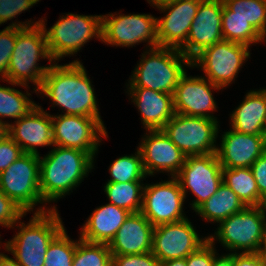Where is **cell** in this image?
Returning a JSON list of instances; mask_svg holds the SVG:
<instances>
[{
	"mask_svg": "<svg viewBox=\"0 0 266 266\" xmlns=\"http://www.w3.org/2000/svg\"><path fill=\"white\" fill-rule=\"evenodd\" d=\"M39 93L50 98L54 105L66 111V115L94 117L101 122L95 91L80 61L69 64L51 63L43 78Z\"/></svg>",
	"mask_w": 266,
	"mask_h": 266,
	"instance_id": "obj_1",
	"label": "cell"
},
{
	"mask_svg": "<svg viewBox=\"0 0 266 266\" xmlns=\"http://www.w3.org/2000/svg\"><path fill=\"white\" fill-rule=\"evenodd\" d=\"M53 148L46 156H39V188L45 204L69 194L94 166V158L85 151L62 146Z\"/></svg>",
	"mask_w": 266,
	"mask_h": 266,
	"instance_id": "obj_2",
	"label": "cell"
},
{
	"mask_svg": "<svg viewBox=\"0 0 266 266\" xmlns=\"http://www.w3.org/2000/svg\"><path fill=\"white\" fill-rule=\"evenodd\" d=\"M37 209L29 223L17 224L20 231L4 244L20 266H44L49 244L64 229L56 206Z\"/></svg>",
	"mask_w": 266,
	"mask_h": 266,
	"instance_id": "obj_3",
	"label": "cell"
},
{
	"mask_svg": "<svg viewBox=\"0 0 266 266\" xmlns=\"http://www.w3.org/2000/svg\"><path fill=\"white\" fill-rule=\"evenodd\" d=\"M50 60L45 32L41 24L19 28L7 74L1 78L11 85L27 87L30 82L35 85V93L41 87L49 66H39V58ZM30 80V81H29Z\"/></svg>",
	"mask_w": 266,
	"mask_h": 266,
	"instance_id": "obj_4",
	"label": "cell"
},
{
	"mask_svg": "<svg viewBox=\"0 0 266 266\" xmlns=\"http://www.w3.org/2000/svg\"><path fill=\"white\" fill-rule=\"evenodd\" d=\"M144 53L128 87L148 88L174 95L180 77L186 72L184 67H191V60L174 48L156 47Z\"/></svg>",
	"mask_w": 266,
	"mask_h": 266,
	"instance_id": "obj_5",
	"label": "cell"
},
{
	"mask_svg": "<svg viewBox=\"0 0 266 266\" xmlns=\"http://www.w3.org/2000/svg\"><path fill=\"white\" fill-rule=\"evenodd\" d=\"M266 227V206H246L219 222L214 236L208 240L215 244V239L226 249L237 253H257ZM216 235V236H215ZM235 251V252H234Z\"/></svg>",
	"mask_w": 266,
	"mask_h": 266,
	"instance_id": "obj_6",
	"label": "cell"
},
{
	"mask_svg": "<svg viewBox=\"0 0 266 266\" xmlns=\"http://www.w3.org/2000/svg\"><path fill=\"white\" fill-rule=\"evenodd\" d=\"M101 16L68 13L48 30L44 19H40L52 61L74 55L93 37L101 40Z\"/></svg>",
	"mask_w": 266,
	"mask_h": 266,
	"instance_id": "obj_7",
	"label": "cell"
},
{
	"mask_svg": "<svg viewBox=\"0 0 266 266\" xmlns=\"http://www.w3.org/2000/svg\"><path fill=\"white\" fill-rule=\"evenodd\" d=\"M218 126L215 119L175 113L162 130L185 156H196L216 153Z\"/></svg>",
	"mask_w": 266,
	"mask_h": 266,
	"instance_id": "obj_8",
	"label": "cell"
},
{
	"mask_svg": "<svg viewBox=\"0 0 266 266\" xmlns=\"http://www.w3.org/2000/svg\"><path fill=\"white\" fill-rule=\"evenodd\" d=\"M40 159L38 155L24 153L7 169L0 172V190L26 212L43 204L39 188Z\"/></svg>",
	"mask_w": 266,
	"mask_h": 266,
	"instance_id": "obj_9",
	"label": "cell"
},
{
	"mask_svg": "<svg viewBox=\"0 0 266 266\" xmlns=\"http://www.w3.org/2000/svg\"><path fill=\"white\" fill-rule=\"evenodd\" d=\"M248 49L247 45L222 40L200 52L191 61V67H202L206 79L223 89L235 80L246 59L250 58Z\"/></svg>",
	"mask_w": 266,
	"mask_h": 266,
	"instance_id": "obj_10",
	"label": "cell"
},
{
	"mask_svg": "<svg viewBox=\"0 0 266 266\" xmlns=\"http://www.w3.org/2000/svg\"><path fill=\"white\" fill-rule=\"evenodd\" d=\"M118 15L115 13L101 16L102 42L122 47L148 42L150 49L159 47L156 17L150 14Z\"/></svg>",
	"mask_w": 266,
	"mask_h": 266,
	"instance_id": "obj_11",
	"label": "cell"
},
{
	"mask_svg": "<svg viewBox=\"0 0 266 266\" xmlns=\"http://www.w3.org/2000/svg\"><path fill=\"white\" fill-rule=\"evenodd\" d=\"M186 198L188 190L196 196L190 205L196 211L222 183V166L216 153L186 156L185 163L175 176Z\"/></svg>",
	"mask_w": 266,
	"mask_h": 266,
	"instance_id": "obj_12",
	"label": "cell"
},
{
	"mask_svg": "<svg viewBox=\"0 0 266 266\" xmlns=\"http://www.w3.org/2000/svg\"><path fill=\"white\" fill-rule=\"evenodd\" d=\"M53 143L89 153L93 158L100 146L101 137H108L99 119L78 115H52Z\"/></svg>",
	"mask_w": 266,
	"mask_h": 266,
	"instance_id": "obj_13",
	"label": "cell"
},
{
	"mask_svg": "<svg viewBox=\"0 0 266 266\" xmlns=\"http://www.w3.org/2000/svg\"><path fill=\"white\" fill-rule=\"evenodd\" d=\"M159 183L145 184L141 213L156 227L187 218L183 213L184 193L176 177Z\"/></svg>",
	"mask_w": 266,
	"mask_h": 266,
	"instance_id": "obj_14",
	"label": "cell"
},
{
	"mask_svg": "<svg viewBox=\"0 0 266 266\" xmlns=\"http://www.w3.org/2000/svg\"><path fill=\"white\" fill-rule=\"evenodd\" d=\"M193 227L188 218L154 227L151 252L160 262L186 258L208 240Z\"/></svg>",
	"mask_w": 266,
	"mask_h": 266,
	"instance_id": "obj_15",
	"label": "cell"
},
{
	"mask_svg": "<svg viewBox=\"0 0 266 266\" xmlns=\"http://www.w3.org/2000/svg\"><path fill=\"white\" fill-rule=\"evenodd\" d=\"M222 13L223 0H203L191 23L186 44L179 51L192 61L205 48L224 40Z\"/></svg>",
	"mask_w": 266,
	"mask_h": 266,
	"instance_id": "obj_16",
	"label": "cell"
},
{
	"mask_svg": "<svg viewBox=\"0 0 266 266\" xmlns=\"http://www.w3.org/2000/svg\"><path fill=\"white\" fill-rule=\"evenodd\" d=\"M203 0H175L157 8L167 12L165 17L156 18L159 47L180 50L187 41L191 23Z\"/></svg>",
	"mask_w": 266,
	"mask_h": 266,
	"instance_id": "obj_17",
	"label": "cell"
},
{
	"mask_svg": "<svg viewBox=\"0 0 266 266\" xmlns=\"http://www.w3.org/2000/svg\"><path fill=\"white\" fill-rule=\"evenodd\" d=\"M213 89L221 90V87L206 80L205 76L188 77L185 72L180 77L173 95L175 113L217 120L210 114L217 108L211 93Z\"/></svg>",
	"mask_w": 266,
	"mask_h": 266,
	"instance_id": "obj_18",
	"label": "cell"
},
{
	"mask_svg": "<svg viewBox=\"0 0 266 266\" xmlns=\"http://www.w3.org/2000/svg\"><path fill=\"white\" fill-rule=\"evenodd\" d=\"M138 149L142 155L146 175L155 171L169 172L175 177L185 163L186 156L175 146L162 129L147 130Z\"/></svg>",
	"mask_w": 266,
	"mask_h": 266,
	"instance_id": "obj_19",
	"label": "cell"
},
{
	"mask_svg": "<svg viewBox=\"0 0 266 266\" xmlns=\"http://www.w3.org/2000/svg\"><path fill=\"white\" fill-rule=\"evenodd\" d=\"M52 115L36 105L26 116L9 124V136L24 153L40 155L37 147L54 146Z\"/></svg>",
	"mask_w": 266,
	"mask_h": 266,
	"instance_id": "obj_20",
	"label": "cell"
},
{
	"mask_svg": "<svg viewBox=\"0 0 266 266\" xmlns=\"http://www.w3.org/2000/svg\"><path fill=\"white\" fill-rule=\"evenodd\" d=\"M221 138L216 155L222 168H250L266 152L265 135H247L232 129Z\"/></svg>",
	"mask_w": 266,
	"mask_h": 266,
	"instance_id": "obj_21",
	"label": "cell"
},
{
	"mask_svg": "<svg viewBox=\"0 0 266 266\" xmlns=\"http://www.w3.org/2000/svg\"><path fill=\"white\" fill-rule=\"evenodd\" d=\"M154 226L141 213H131L110 242L112 255H134L151 252Z\"/></svg>",
	"mask_w": 266,
	"mask_h": 266,
	"instance_id": "obj_22",
	"label": "cell"
},
{
	"mask_svg": "<svg viewBox=\"0 0 266 266\" xmlns=\"http://www.w3.org/2000/svg\"><path fill=\"white\" fill-rule=\"evenodd\" d=\"M128 91L146 131L162 129L174 116L173 95L148 88H128Z\"/></svg>",
	"mask_w": 266,
	"mask_h": 266,
	"instance_id": "obj_23",
	"label": "cell"
},
{
	"mask_svg": "<svg viewBox=\"0 0 266 266\" xmlns=\"http://www.w3.org/2000/svg\"><path fill=\"white\" fill-rule=\"evenodd\" d=\"M131 212L108 203L96 208L83 225L80 238L109 245Z\"/></svg>",
	"mask_w": 266,
	"mask_h": 266,
	"instance_id": "obj_24",
	"label": "cell"
},
{
	"mask_svg": "<svg viewBox=\"0 0 266 266\" xmlns=\"http://www.w3.org/2000/svg\"><path fill=\"white\" fill-rule=\"evenodd\" d=\"M232 129L247 135L266 133V89L250 90L230 115Z\"/></svg>",
	"mask_w": 266,
	"mask_h": 266,
	"instance_id": "obj_25",
	"label": "cell"
},
{
	"mask_svg": "<svg viewBox=\"0 0 266 266\" xmlns=\"http://www.w3.org/2000/svg\"><path fill=\"white\" fill-rule=\"evenodd\" d=\"M246 206L240 198L222 182L217 192L205 201L195 212L204 220L221 222L232 214L243 210Z\"/></svg>",
	"mask_w": 266,
	"mask_h": 266,
	"instance_id": "obj_26",
	"label": "cell"
},
{
	"mask_svg": "<svg viewBox=\"0 0 266 266\" xmlns=\"http://www.w3.org/2000/svg\"><path fill=\"white\" fill-rule=\"evenodd\" d=\"M222 182L245 206H260V193L251 168H222Z\"/></svg>",
	"mask_w": 266,
	"mask_h": 266,
	"instance_id": "obj_27",
	"label": "cell"
},
{
	"mask_svg": "<svg viewBox=\"0 0 266 266\" xmlns=\"http://www.w3.org/2000/svg\"><path fill=\"white\" fill-rule=\"evenodd\" d=\"M143 185L141 181L106 182L104 192H106L109 203L131 213H139L142 207Z\"/></svg>",
	"mask_w": 266,
	"mask_h": 266,
	"instance_id": "obj_28",
	"label": "cell"
},
{
	"mask_svg": "<svg viewBox=\"0 0 266 266\" xmlns=\"http://www.w3.org/2000/svg\"><path fill=\"white\" fill-rule=\"evenodd\" d=\"M223 10L230 17H240L266 38V3L261 0H223Z\"/></svg>",
	"mask_w": 266,
	"mask_h": 266,
	"instance_id": "obj_29",
	"label": "cell"
},
{
	"mask_svg": "<svg viewBox=\"0 0 266 266\" xmlns=\"http://www.w3.org/2000/svg\"><path fill=\"white\" fill-rule=\"evenodd\" d=\"M222 35L224 40L241 43L247 46L265 41V38L246 20L230 17L224 10L222 13Z\"/></svg>",
	"mask_w": 266,
	"mask_h": 266,
	"instance_id": "obj_30",
	"label": "cell"
},
{
	"mask_svg": "<svg viewBox=\"0 0 266 266\" xmlns=\"http://www.w3.org/2000/svg\"><path fill=\"white\" fill-rule=\"evenodd\" d=\"M26 93L0 85V120L6 117L18 120L33 110L37 104L29 99L31 94Z\"/></svg>",
	"mask_w": 266,
	"mask_h": 266,
	"instance_id": "obj_31",
	"label": "cell"
},
{
	"mask_svg": "<svg viewBox=\"0 0 266 266\" xmlns=\"http://www.w3.org/2000/svg\"><path fill=\"white\" fill-rule=\"evenodd\" d=\"M111 179L108 182L126 183L143 181L147 176L143 167L142 155L139 149L135 155L119 157L110 165Z\"/></svg>",
	"mask_w": 266,
	"mask_h": 266,
	"instance_id": "obj_32",
	"label": "cell"
},
{
	"mask_svg": "<svg viewBox=\"0 0 266 266\" xmlns=\"http://www.w3.org/2000/svg\"><path fill=\"white\" fill-rule=\"evenodd\" d=\"M72 266H112V254L109 246L90 243L79 238Z\"/></svg>",
	"mask_w": 266,
	"mask_h": 266,
	"instance_id": "obj_33",
	"label": "cell"
},
{
	"mask_svg": "<svg viewBox=\"0 0 266 266\" xmlns=\"http://www.w3.org/2000/svg\"><path fill=\"white\" fill-rule=\"evenodd\" d=\"M76 245L64 228L49 244L44 266H72Z\"/></svg>",
	"mask_w": 266,
	"mask_h": 266,
	"instance_id": "obj_34",
	"label": "cell"
},
{
	"mask_svg": "<svg viewBox=\"0 0 266 266\" xmlns=\"http://www.w3.org/2000/svg\"><path fill=\"white\" fill-rule=\"evenodd\" d=\"M33 23V24H32ZM40 21L31 22H12L9 26H6L2 31H0V75L3 78L7 72L9 63L13 50L15 48V42L18 35V27L25 28L30 26L39 25Z\"/></svg>",
	"mask_w": 266,
	"mask_h": 266,
	"instance_id": "obj_35",
	"label": "cell"
},
{
	"mask_svg": "<svg viewBox=\"0 0 266 266\" xmlns=\"http://www.w3.org/2000/svg\"><path fill=\"white\" fill-rule=\"evenodd\" d=\"M26 211L0 190V225L12 228L19 223Z\"/></svg>",
	"mask_w": 266,
	"mask_h": 266,
	"instance_id": "obj_36",
	"label": "cell"
},
{
	"mask_svg": "<svg viewBox=\"0 0 266 266\" xmlns=\"http://www.w3.org/2000/svg\"><path fill=\"white\" fill-rule=\"evenodd\" d=\"M152 252L134 255H112V266H160Z\"/></svg>",
	"mask_w": 266,
	"mask_h": 266,
	"instance_id": "obj_37",
	"label": "cell"
},
{
	"mask_svg": "<svg viewBox=\"0 0 266 266\" xmlns=\"http://www.w3.org/2000/svg\"><path fill=\"white\" fill-rule=\"evenodd\" d=\"M39 0H0V25L28 10Z\"/></svg>",
	"mask_w": 266,
	"mask_h": 266,
	"instance_id": "obj_38",
	"label": "cell"
},
{
	"mask_svg": "<svg viewBox=\"0 0 266 266\" xmlns=\"http://www.w3.org/2000/svg\"><path fill=\"white\" fill-rule=\"evenodd\" d=\"M23 154L22 148L10 136L0 141V172L7 169Z\"/></svg>",
	"mask_w": 266,
	"mask_h": 266,
	"instance_id": "obj_39",
	"label": "cell"
},
{
	"mask_svg": "<svg viewBox=\"0 0 266 266\" xmlns=\"http://www.w3.org/2000/svg\"><path fill=\"white\" fill-rule=\"evenodd\" d=\"M214 243L207 240L196 251L186 257L187 266H212L216 255Z\"/></svg>",
	"mask_w": 266,
	"mask_h": 266,
	"instance_id": "obj_40",
	"label": "cell"
},
{
	"mask_svg": "<svg viewBox=\"0 0 266 266\" xmlns=\"http://www.w3.org/2000/svg\"><path fill=\"white\" fill-rule=\"evenodd\" d=\"M256 184L260 193V206L266 204V152L261 155L252 165Z\"/></svg>",
	"mask_w": 266,
	"mask_h": 266,
	"instance_id": "obj_41",
	"label": "cell"
},
{
	"mask_svg": "<svg viewBox=\"0 0 266 266\" xmlns=\"http://www.w3.org/2000/svg\"><path fill=\"white\" fill-rule=\"evenodd\" d=\"M234 266H265L257 253H234Z\"/></svg>",
	"mask_w": 266,
	"mask_h": 266,
	"instance_id": "obj_42",
	"label": "cell"
},
{
	"mask_svg": "<svg viewBox=\"0 0 266 266\" xmlns=\"http://www.w3.org/2000/svg\"><path fill=\"white\" fill-rule=\"evenodd\" d=\"M212 266H234V253L227 255L215 256Z\"/></svg>",
	"mask_w": 266,
	"mask_h": 266,
	"instance_id": "obj_43",
	"label": "cell"
},
{
	"mask_svg": "<svg viewBox=\"0 0 266 266\" xmlns=\"http://www.w3.org/2000/svg\"><path fill=\"white\" fill-rule=\"evenodd\" d=\"M257 254L266 266V227Z\"/></svg>",
	"mask_w": 266,
	"mask_h": 266,
	"instance_id": "obj_44",
	"label": "cell"
},
{
	"mask_svg": "<svg viewBox=\"0 0 266 266\" xmlns=\"http://www.w3.org/2000/svg\"><path fill=\"white\" fill-rule=\"evenodd\" d=\"M0 266H20L16 259L10 258L8 255H0Z\"/></svg>",
	"mask_w": 266,
	"mask_h": 266,
	"instance_id": "obj_45",
	"label": "cell"
},
{
	"mask_svg": "<svg viewBox=\"0 0 266 266\" xmlns=\"http://www.w3.org/2000/svg\"><path fill=\"white\" fill-rule=\"evenodd\" d=\"M160 266H187L186 258L163 261Z\"/></svg>",
	"mask_w": 266,
	"mask_h": 266,
	"instance_id": "obj_46",
	"label": "cell"
},
{
	"mask_svg": "<svg viewBox=\"0 0 266 266\" xmlns=\"http://www.w3.org/2000/svg\"><path fill=\"white\" fill-rule=\"evenodd\" d=\"M8 136H9V123L0 120V141H3Z\"/></svg>",
	"mask_w": 266,
	"mask_h": 266,
	"instance_id": "obj_47",
	"label": "cell"
},
{
	"mask_svg": "<svg viewBox=\"0 0 266 266\" xmlns=\"http://www.w3.org/2000/svg\"><path fill=\"white\" fill-rule=\"evenodd\" d=\"M149 2V4H153L152 6L154 7H158V6H161L163 4H166V3H169V2H172V1H175V0H147Z\"/></svg>",
	"mask_w": 266,
	"mask_h": 266,
	"instance_id": "obj_48",
	"label": "cell"
}]
</instances>
